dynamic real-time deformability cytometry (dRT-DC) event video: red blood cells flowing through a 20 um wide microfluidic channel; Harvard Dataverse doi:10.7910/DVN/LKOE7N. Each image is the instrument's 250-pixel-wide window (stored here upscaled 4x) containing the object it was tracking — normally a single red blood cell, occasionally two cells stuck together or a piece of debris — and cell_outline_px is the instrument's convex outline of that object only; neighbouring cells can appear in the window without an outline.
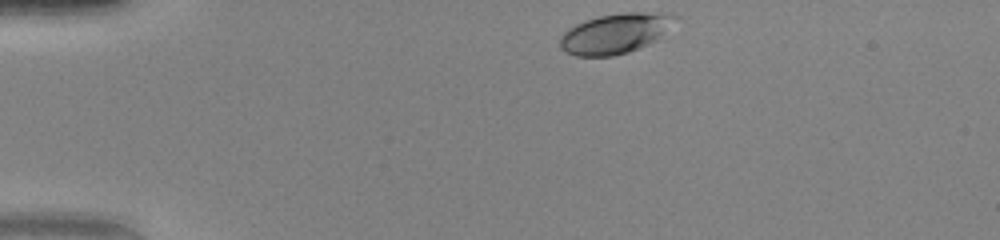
{"species": "human", "species_latin": "Homo sapiens", "temperature_condition": "warm", "stored_images_in_passage": 35, "camera_frame_rate_fps": 3000, "um_per_image_px": 0.085, "donor": {"sex": "female"}, "frame": {"image": 1, "passage_image": 1, "time_ms": 0.0, "image_size_px": [1000, 240], "cell_outline_px": [[680, 16], [656, 40], [648, 44], [628, 52], [612, 56], [576, 56], [564, 52], [560, 48], [560, 36], [568, 28], [584, 20], [600, 16], [624, 12], [668, 12]], "centroid_in_image_um": [52.29, 2.83], "position_along_channel_um": 32.7, "area_um2": 26.99}}
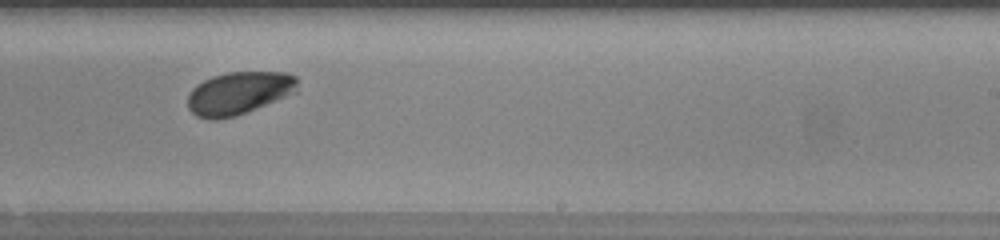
{"frame": {"image": 2, "passage_image": 23, "time_ms": 7.333, "image_size_px": [1000, 240], "cell_outline_px": [[296, 92], [236, 116], [216, 120], [212, 120], [196, 116], [188, 108], [188, 96], [192, 88], [196, 84], [212, 76], [228, 72], [288, 72], [296, 76]], "centroid_in_image_um": [20.27, 7.91], "position_along_channel_um": 268.7, "area_um2": 27.28}}
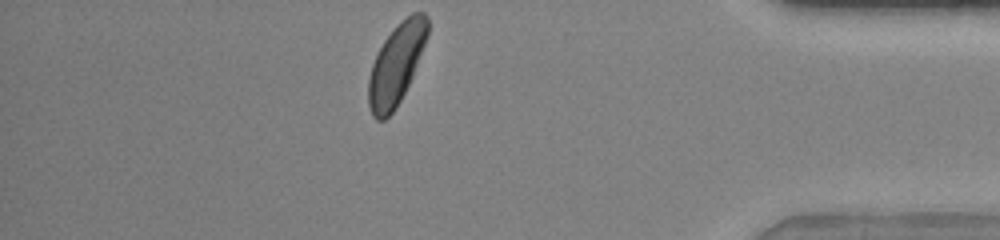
{"frame": {"image": 3, "passage_image": 35, "time_ms": 11.333, "image_size_px": [1000, 240], "cell_outline_px": [[428, 36], [412, 76], [396, 108], [384, 120], [376, 120], [372, 116], [368, 104], [368, 76], [372, 64], [384, 40], [396, 24], [400, 20], [412, 12], [424, 12], [428, 16]], "centroid_in_image_um": [33.68, 5.44], "position_along_channel_um": 401.5, "area_um2": 27.74}, "authors_computed_cell_mechanics": {"area_um2": 27.2816, "velocity_mm_per_s": 4.1168, "shape_relaxation_time_tau1_ms": 2.2927, "shape_relaxation_time_tau2_ms": null, "deformation_change_tau1": 0.1042, "deformation_change_tau2": null}}